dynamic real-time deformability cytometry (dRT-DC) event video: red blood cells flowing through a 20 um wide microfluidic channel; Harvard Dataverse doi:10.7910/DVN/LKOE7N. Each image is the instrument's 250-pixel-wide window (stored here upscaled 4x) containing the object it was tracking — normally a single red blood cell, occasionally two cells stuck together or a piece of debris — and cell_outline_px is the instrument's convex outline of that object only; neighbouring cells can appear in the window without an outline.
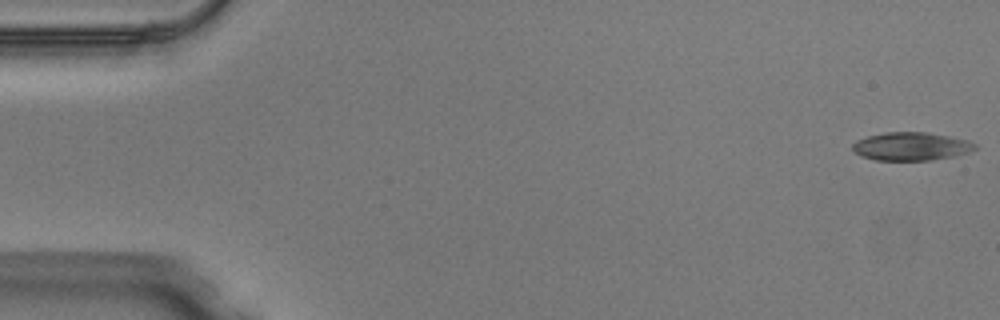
{"species": "Egyptian fruit bat (a non-hibernating species)", "species_latin": "Rousettus aegyptiacus", "temperature_condition": "warm", "stored_images_in_passage": 49, "camera_frame_rate_fps": 3000, "um_per_image_px": 0.085, "animal": {"sex": "male"}, "frame": {"image": 1, "passage_image": 1, "time_ms": 0.0, "image_size_px": [1000, 320], "cell_outline_px": [[976, 148], [968, 152], [956, 156], [932, 160], [876, 160], [860, 156], [852, 148], [852, 144], [856, 140], [868, 136], [884, 132], [924, 132], [948, 136], [968, 140], [976, 144]], "centroid_in_image_um": [77.44, 12.44], "position_along_channel_um": 7.6, "area_um2": 20.11}}
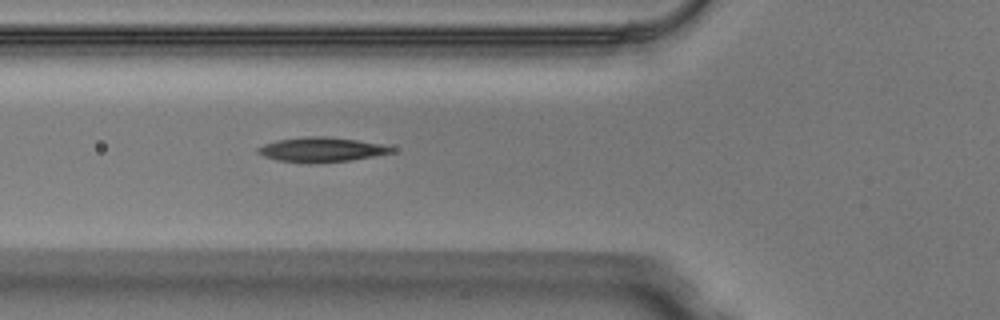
{"frame": {"image": 2, "passage_image": 18, "time_ms": 5.667, "image_size_px": [1000, 320], "cell_outline_px": [[396, 148], [392, 152], [372, 156], [348, 160], [308, 164], [276, 160], [264, 156], [256, 152], [256, 148], [264, 144], [276, 140], [304, 136], [324, 136], [356, 140], [380, 144]], "centroid_in_image_um": [27.23, 12.72], "position_along_channel_um": 98.6, "area_um2": 19.13}}
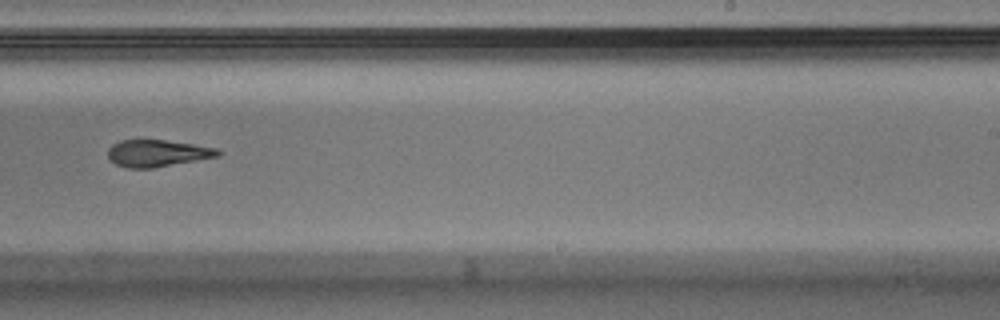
{"frame": {"image": 3, "passage_image": 31, "time_ms": 10.0, "image_size_px": [1000, 320], "cell_outline_px": [[220, 156], [152, 168], [128, 168], [116, 164], [108, 156], [108, 148], [112, 144], [120, 140], [164, 140], [192, 144], [216, 148], [220, 152]], "centroid_in_image_um": [13.35, 13.02], "position_along_channel_um": 275.6, "area_um2": 17.05}, "authors_computed_cell_mechanics": {"area_um2": 18.6694, "velocity_mm_per_s": 4.0848, "shape_relaxation_time_tau1_ms": 3.3954, "shape_relaxation_time_tau2_ms": 3.8417, "deformation_change_tau1": 0.1509, "deformation_change_tau2": 0.1306}}